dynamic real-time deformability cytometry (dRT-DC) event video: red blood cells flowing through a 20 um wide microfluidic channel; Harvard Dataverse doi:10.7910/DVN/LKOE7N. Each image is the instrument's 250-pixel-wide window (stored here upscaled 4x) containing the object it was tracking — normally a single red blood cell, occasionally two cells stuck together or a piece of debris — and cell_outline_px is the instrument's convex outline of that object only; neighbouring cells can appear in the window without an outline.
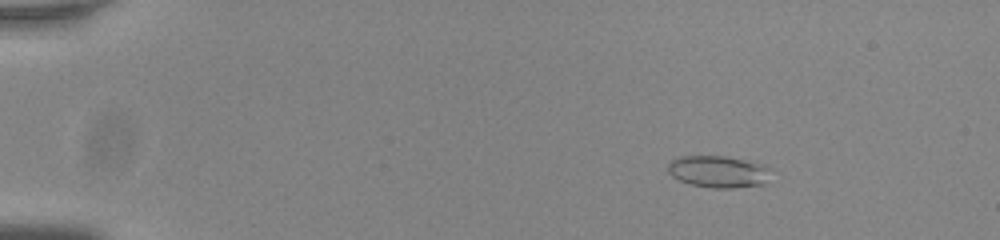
{"species": "common noctule bat (a hibernating species)", "species_latin": "Nyctalus noctula", "temperature_condition": "room temperature", "stored_images_in_passage": 49, "camera_frame_rate_fps": 3000, "um_per_image_px": 0.085, "animal": {"sex": "male", "body_mass_g": 20.0, "forearm_length_mm": 53.3}, "frame": {"image": 1, "passage_image": 2, "time_ms": 0.333, "image_size_px": [1000, 240], "cell_outline_px": [[772, 168], [764, 184], [732, 188], [712, 188], [688, 184], [672, 176], [668, 172], [668, 164], [672, 160], [680, 156], [724, 156], [764, 164]], "centroid_in_image_um": [61.06, 14.59], "position_along_channel_um": 23.9, "area_um2": 19.19}}
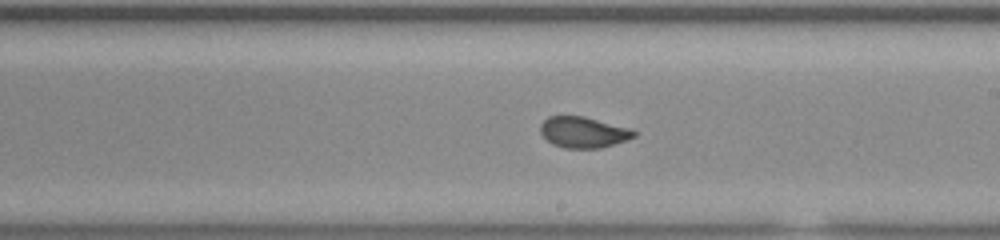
{"frame": {"image": 2, "passage_image": 27, "time_ms": 8.667, "image_size_px": [1000, 240], "cell_outline_px": [[636, 136], [600, 148], [564, 148], [552, 144], [540, 132], [540, 124], [548, 116], [584, 116], [632, 128], [636, 132]], "centroid_in_image_um": [49.58, 11.23], "position_along_channel_um": 239.4, "area_um2": 16.88}}
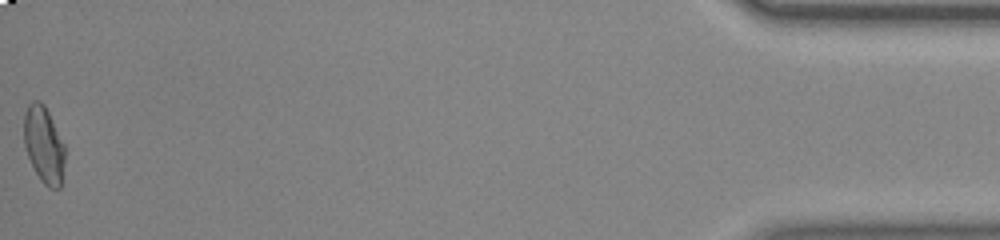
{"frame": {"image": 3, "passage_image": 49, "time_ms": 16.0, "image_size_px": [1000, 240], "cell_outline_px": [[64, 160], [60, 188], [48, 188], [40, 180], [28, 156], [24, 144], [24, 112], [28, 104], [32, 100], [40, 100], [44, 104], [64, 144]], "centroid_in_image_um": [3.71, 12.28], "position_along_channel_um": 431.5, "area_um2": 18.15}}